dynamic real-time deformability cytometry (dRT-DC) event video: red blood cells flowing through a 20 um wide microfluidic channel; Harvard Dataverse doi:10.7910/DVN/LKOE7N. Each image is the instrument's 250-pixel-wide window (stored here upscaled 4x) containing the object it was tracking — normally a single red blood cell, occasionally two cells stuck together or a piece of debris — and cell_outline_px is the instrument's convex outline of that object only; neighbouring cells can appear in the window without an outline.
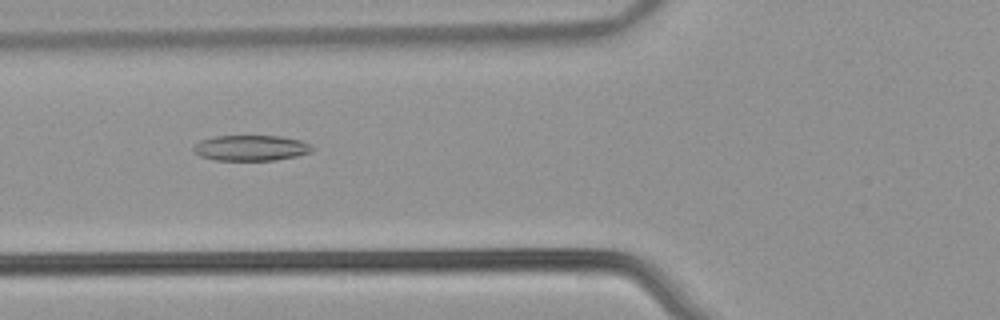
{"species": "common noctule bat (a hibernating species)", "species_latin": "Nyctalus noctula", "temperature_condition": "warm", "stored_images_in_passage": 53, "camera_frame_rate_fps": 3000, "um_per_image_px": 0.085, "animal": {"sex": "male", "body_mass_g": 21.5, "forearm_length_mm": 52.0}, "frame": {"image": 1, "passage_image": 21, "time_ms": 6.667, "image_size_px": [1000, 320], "cell_outline_px": [[312, 152], [296, 156], [276, 160], [216, 160], [200, 156], [192, 152], [192, 148], [200, 140], [212, 136], [280, 136], [300, 140], [308, 144], [312, 148]], "centroid_in_image_um": [21.28, 12.57], "position_along_channel_um": 104.5, "area_um2": 17.69}}
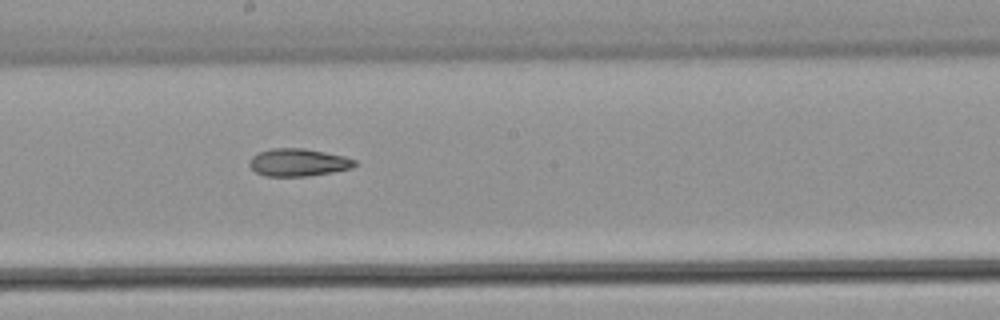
{"frame": {"image": 2, "passage_image": 30, "time_ms": 9.667, "image_size_px": [1000, 320], "cell_outline_px": [[356, 164], [352, 168], [332, 172], [308, 176], [264, 176], [256, 172], [248, 164], [248, 160], [252, 156], [260, 152], [272, 148], [304, 148], [344, 156], [356, 160]], "centroid_in_image_um": [25.33, 13.81], "position_along_channel_um": 222.9, "area_um2": 16.94}}
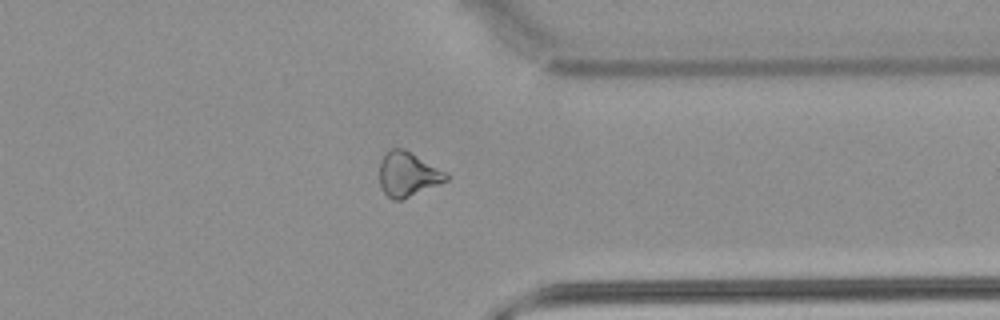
{"frame": {"image": 3, "passage_image": 42, "time_ms": 13.667, "image_size_px": [1000, 320], "cell_outline_px": [[448, 180], [400, 200], [392, 200], [384, 192], [380, 184], [380, 160], [384, 152], [392, 148], [404, 148], [444, 172], [448, 176]], "centroid_in_image_um": [34.61, 14.79], "position_along_channel_um": 376.8, "area_um2": 16.94}, "authors_computed_cell_mechanics": {"area_um2": 19.5942, "velocity_mm_per_s": 3.9449, "shape_relaxation_time_tau1_ms": null, "shape_relaxation_time_tau2_ms": 5.9295, "deformation_change_tau1": null, "deformation_change_tau2": 0.1654}}